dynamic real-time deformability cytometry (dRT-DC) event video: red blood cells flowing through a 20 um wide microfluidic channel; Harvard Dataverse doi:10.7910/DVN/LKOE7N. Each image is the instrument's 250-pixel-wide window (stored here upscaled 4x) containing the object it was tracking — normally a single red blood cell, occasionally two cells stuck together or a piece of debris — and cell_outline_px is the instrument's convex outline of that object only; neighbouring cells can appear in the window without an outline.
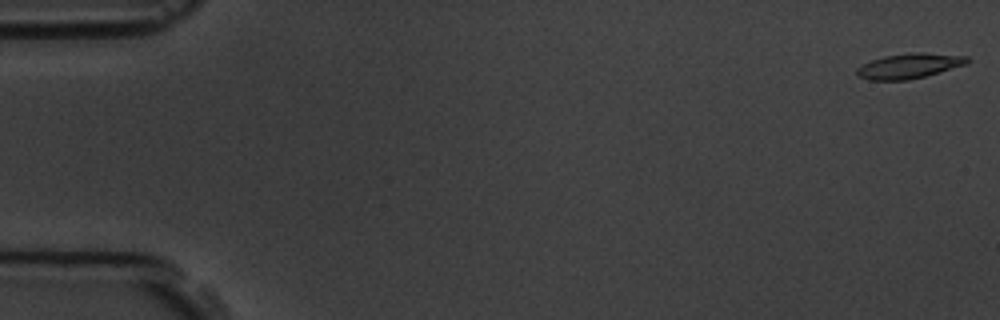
{"species": "common noctule bat (a hibernating species)", "species_latin": "Nyctalus noctula", "temperature_condition": "room temperature", "stored_images_in_passage": 5, "camera_frame_rate_fps": 3000, "um_per_image_px": 0.085, "animal": {"sex": "male", "body_mass_g": 19.5, "forearm_length_mm": 54.6}, "frame": {"image": 1, "passage_image": 1, "time_ms": 0.0, "image_size_px": [1000, 320], "cell_outline_px": [[972, 60], [968, 64], [924, 76], [908, 80], [868, 80], [856, 76], [856, 68], [872, 60], [884, 56], [912, 52], [924, 52], [968, 56]], "centroid_in_image_um": [77.31, 5.59], "position_along_channel_um": 7.7, "area_um2": 16.24}}